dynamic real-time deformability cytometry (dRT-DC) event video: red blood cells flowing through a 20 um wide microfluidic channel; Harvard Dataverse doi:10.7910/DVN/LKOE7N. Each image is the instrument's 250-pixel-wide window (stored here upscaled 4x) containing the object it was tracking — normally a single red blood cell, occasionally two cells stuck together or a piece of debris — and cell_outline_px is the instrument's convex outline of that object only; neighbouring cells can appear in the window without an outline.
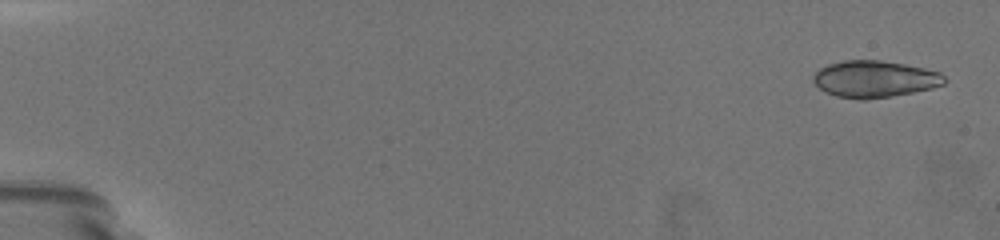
{"species": "common noctule bat (a hibernating species)", "species_latin": "Nyctalus noctula", "temperature_condition": "warm", "stored_images_in_passage": 47, "camera_frame_rate_fps": 3000, "um_per_image_px": 0.085, "animal": {"sex": "female", "body_mass_g": 19.5, "forearm_length_mm": 54.1}, "frame": {"image": 1, "passage_image": 1, "time_ms": 0.0, "image_size_px": [1000, 240], "cell_outline_px": [[948, 80], [944, 84], [932, 88], [912, 92], [864, 100], [860, 100], [836, 96], [824, 92], [812, 80], [812, 76], [820, 68], [828, 64], [844, 60], [880, 60], [904, 64], [924, 68], [940, 72]], "centroid_in_image_um": [74.33, 6.71], "position_along_channel_um": 10.7, "area_um2": 28.09}}
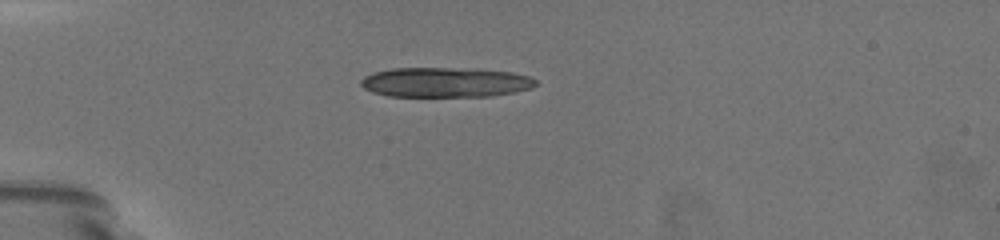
{"frame": {"image": 2, "passage_image": 15, "time_ms": 5.0, "image_size_px": [1000, 240], "cell_outline_px": [[536, 84], [532, 88], [512, 92], [488, 96], [388, 96], [372, 92], [364, 88], [360, 84], [360, 80], [364, 76], [372, 72], [392, 68], [476, 68], [512, 72], [528, 76], [536, 80]], "centroid_in_image_um": [37.82, 6.98], "position_along_channel_um": 47.2, "area_um2": 30.52}, "authors_computed_cell_mechanics": {"area_um2": 18.496, "velocity_mm_per_s": 3.6749, "shape_relaxation_time_tau1_ms": 3.7863, "shape_relaxation_time_tau2_ms": 1.4969, "deformation_change_tau1": 0.1405, "deformation_change_tau2": 0.0766}}